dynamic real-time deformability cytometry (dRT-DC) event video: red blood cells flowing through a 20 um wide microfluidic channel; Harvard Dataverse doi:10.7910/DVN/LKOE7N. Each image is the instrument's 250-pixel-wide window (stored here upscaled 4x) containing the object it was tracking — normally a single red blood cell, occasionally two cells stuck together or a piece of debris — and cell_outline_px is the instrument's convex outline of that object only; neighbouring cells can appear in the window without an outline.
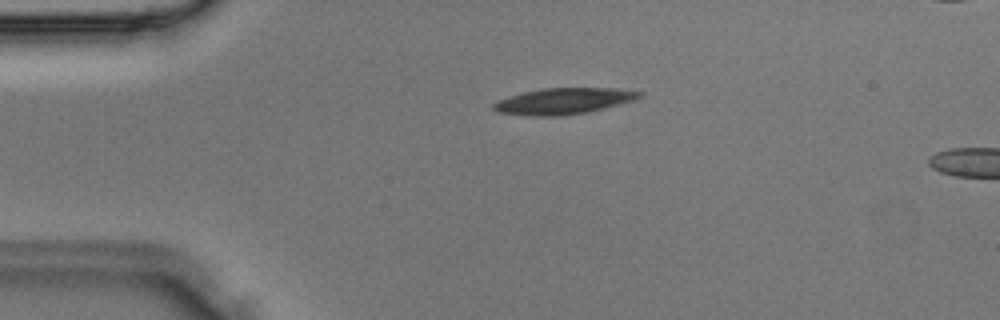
{"species": "Egyptian fruit bat (a non-hibernating species)", "species_latin": "Rousettus aegyptiacus", "temperature_condition": "room temperature", "stored_images_in_passage": 7, "camera_frame_rate_fps": 3000, "um_per_image_px": 0.085, "animal": {"sex": "male"}, "frame": {"image": 1, "passage_image": 4, "time_ms": 1.0, "image_size_px": [1000, 320], "cell_outline_px": [[644, 96], [632, 100], [604, 108], [584, 112], [560, 116], [536, 116], [496, 112], [492, 108], [492, 104], [496, 100], [524, 92], [544, 88], [616, 88], [644, 92]], "centroid_in_image_um": [47.88, 8.58], "position_along_channel_um": 37.1, "area_um2": 22.08}}